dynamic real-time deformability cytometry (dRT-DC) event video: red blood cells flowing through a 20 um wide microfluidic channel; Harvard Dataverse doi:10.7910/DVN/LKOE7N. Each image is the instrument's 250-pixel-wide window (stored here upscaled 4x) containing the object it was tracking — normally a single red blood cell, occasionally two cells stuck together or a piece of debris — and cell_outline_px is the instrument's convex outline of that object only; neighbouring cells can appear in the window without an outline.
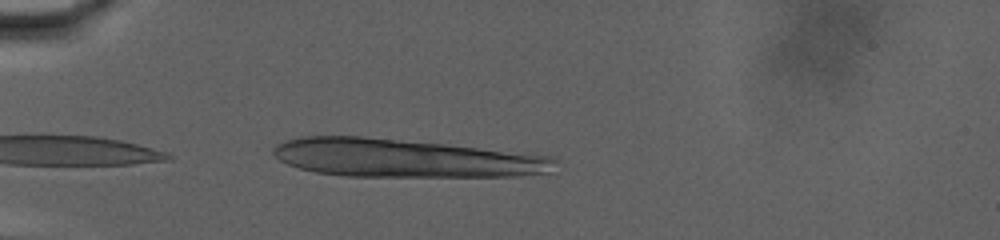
{"species": "human", "species_latin": "Homo sapiens", "temperature_condition": "warm", "stored_images_in_passage": 8, "camera_frame_rate_fps": 3000, "um_per_image_px": 0.085, "donor": {"sex": "male"}, "frame": {"image": 1, "passage_image": 3, "time_ms": 0.667, "image_size_px": [1000, 240], "cell_outline_px": [[556, 160], [548, 172], [520, 176], [340, 176], [316, 172], [300, 168], [288, 164], [280, 160], [272, 152], [272, 148], [276, 144], [300, 136], [360, 136], [536, 152], [552, 156]], "centroid_in_image_um": [34.48, 13.43], "position_along_channel_um": 50.5, "area_um2": 63.35}}